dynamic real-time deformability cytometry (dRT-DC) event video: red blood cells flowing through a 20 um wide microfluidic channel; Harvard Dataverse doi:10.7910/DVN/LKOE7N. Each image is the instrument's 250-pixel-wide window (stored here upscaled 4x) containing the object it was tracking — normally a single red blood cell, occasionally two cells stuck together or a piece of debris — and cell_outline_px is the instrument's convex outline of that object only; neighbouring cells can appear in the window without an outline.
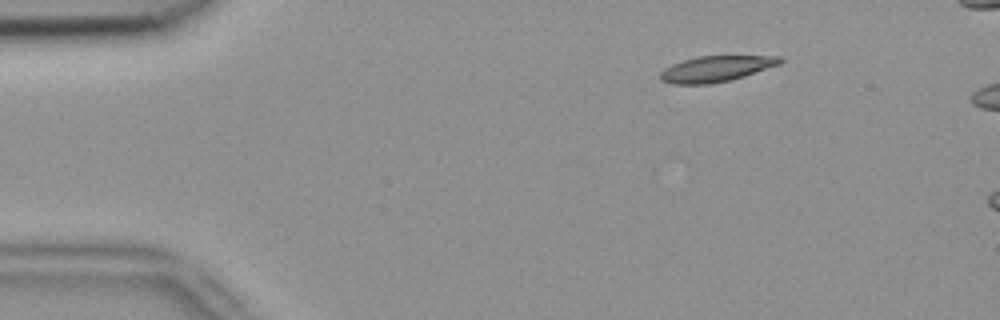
{"species": "common noctule bat (a hibernating species)", "species_latin": "Nyctalus noctula", "temperature_condition": "room temperature", "stored_images_in_passage": 3, "camera_frame_rate_fps": 3000, "um_per_image_px": 0.085, "animal": {"sex": "female", "body_mass_g": 18.4}, "frame": {"image": 1, "passage_image": 1, "time_ms": 0.0, "image_size_px": [1000, 320], "cell_outline_px": [[784, 60], [780, 64], [732, 80], [712, 84], [672, 84], [660, 80], [660, 72], [664, 68], [672, 64], [696, 56], [780, 56]], "centroid_in_image_um": [60.85, 5.85], "position_along_channel_um": 24.2, "area_um2": 18.09}}